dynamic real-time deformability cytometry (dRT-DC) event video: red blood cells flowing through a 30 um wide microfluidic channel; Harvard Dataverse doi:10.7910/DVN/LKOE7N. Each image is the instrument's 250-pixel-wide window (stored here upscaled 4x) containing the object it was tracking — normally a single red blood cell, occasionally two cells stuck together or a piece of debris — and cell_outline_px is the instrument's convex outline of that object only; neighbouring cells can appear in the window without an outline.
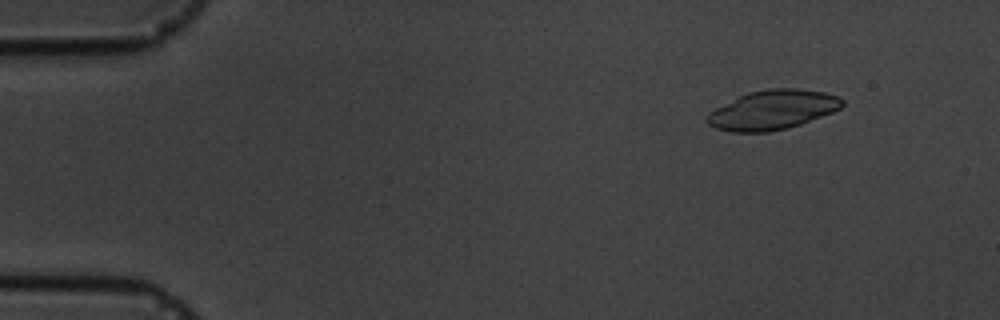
{"species": "common noctule bat (a hibernating species)", "species_latin": "Nyctalus noctula", "temperature_condition": "cold", "stored_images_in_passage": 5, "camera_frame_rate_fps": 3000, "um_per_image_px": 0.085, "animal": {"sex": "male", "body_mass_g": 19.5, "forearm_length_mm": 54.6}, "frame": {"image": 1, "passage_image": 2, "time_ms": 1.333, "image_size_px": [1000, 320], "cell_outline_px": [[844, 104], [840, 108], [832, 112], [800, 124], [788, 128], [768, 132], [732, 132], [716, 128], [708, 124], [704, 120], [708, 112], [748, 92], [768, 88], [796, 88], [824, 92], [840, 96], [844, 100]], "centroid_in_image_um": [65.67, 9.34], "position_along_channel_um": 19.3, "area_um2": 31.04}}